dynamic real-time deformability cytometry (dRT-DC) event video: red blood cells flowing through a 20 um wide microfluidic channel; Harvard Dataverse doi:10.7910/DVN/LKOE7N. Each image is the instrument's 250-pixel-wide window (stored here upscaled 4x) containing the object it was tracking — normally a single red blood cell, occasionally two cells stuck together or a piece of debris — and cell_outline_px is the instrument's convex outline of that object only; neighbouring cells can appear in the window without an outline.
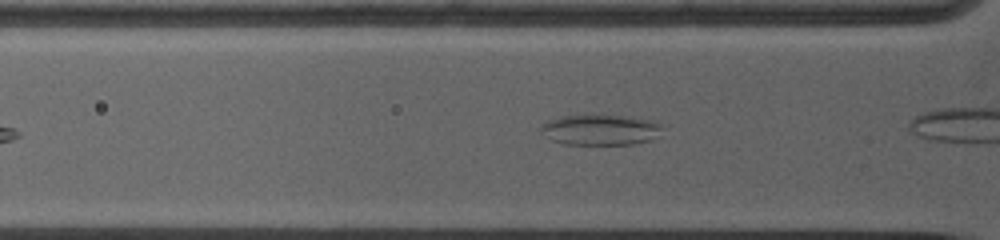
{"species": "common noctule bat (a hibernating species)", "species_latin": "Nyctalus noctula", "temperature_condition": "warm", "stored_images_in_passage": 6, "camera_frame_rate_fps": 5000, "um_per_image_px": 0.085, "animal": {"sex": "female", "body_mass_g": 19.0, "forearm_length_mm": 53.3}, "frame": {"image": 1, "passage_image": 6, "time_ms": 3.6, "image_size_px": [1000, 240], "cell_outline_px": [[664, 128], [652, 140], [632, 144], [564, 144], [552, 140], [540, 132], [540, 124], [544, 120], [560, 116], [592, 112], [640, 116], [656, 120]], "centroid_in_image_um": [51.04, 10.96], "position_along_channel_um": 74.8, "area_um2": 23.12}}